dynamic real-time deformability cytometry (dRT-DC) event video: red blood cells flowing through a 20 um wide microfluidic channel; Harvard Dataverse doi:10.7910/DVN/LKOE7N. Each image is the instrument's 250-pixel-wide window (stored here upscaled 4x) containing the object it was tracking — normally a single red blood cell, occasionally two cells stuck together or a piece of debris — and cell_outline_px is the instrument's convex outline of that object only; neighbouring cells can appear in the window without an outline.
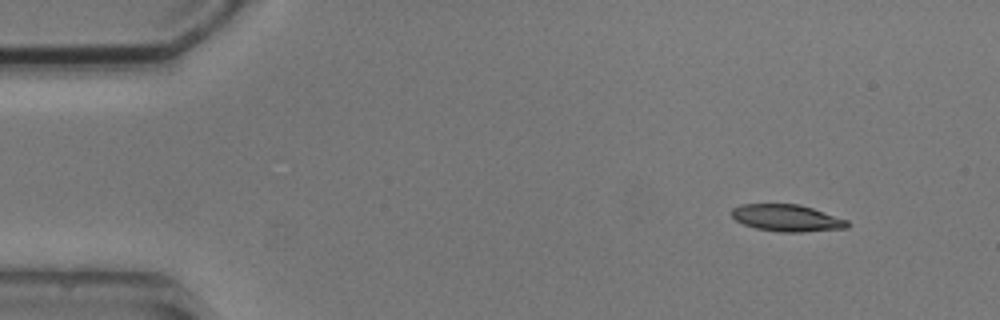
{"species": "common noctule bat (a hibernating species)", "species_latin": "Nyctalus noctula", "temperature_condition": "cold", "stored_images_in_passage": 4, "camera_frame_rate_fps": 3000, "um_per_image_px": 0.085, "animal": {"sex": "male", "body_mass_g": 20.5, "forearm_length_mm": 52.5}, "frame": {"image": 1, "passage_image": 1, "time_ms": 0.0, "image_size_px": [1000, 320], "cell_outline_px": [[852, 224], [848, 228], [804, 232], [780, 232], [756, 228], [744, 224], [736, 220], [732, 216], [732, 208], [740, 204], [800, 204], [848, 220]], "centroid_in_image_um": [66.92, 18.53], "position_along_channel_um": 18.1, "area_um2": 18.21}}
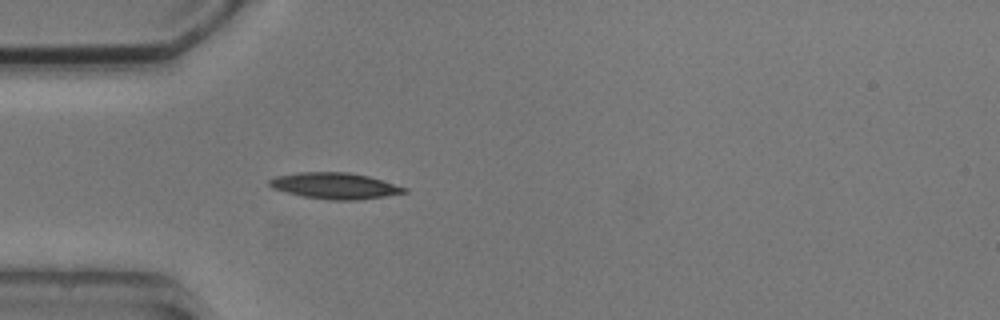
{"frame": {"image": 2, "passage_image": 4, "time_ms": 3.333, "image_size_px": [1000, 320], "cell_outline_px": [[408, 192], [384, 196], [356, 200], [332, 200], [304, 196], [272, 188], [268, 184], [268, 180], [276, 176], [300, 172], [348, 172], [368, 176], [408, 188]], "centroid_in_image_um": [28.47, 15.78], "position_along_channel_um": 56.5, "area_um2": 20.35}}